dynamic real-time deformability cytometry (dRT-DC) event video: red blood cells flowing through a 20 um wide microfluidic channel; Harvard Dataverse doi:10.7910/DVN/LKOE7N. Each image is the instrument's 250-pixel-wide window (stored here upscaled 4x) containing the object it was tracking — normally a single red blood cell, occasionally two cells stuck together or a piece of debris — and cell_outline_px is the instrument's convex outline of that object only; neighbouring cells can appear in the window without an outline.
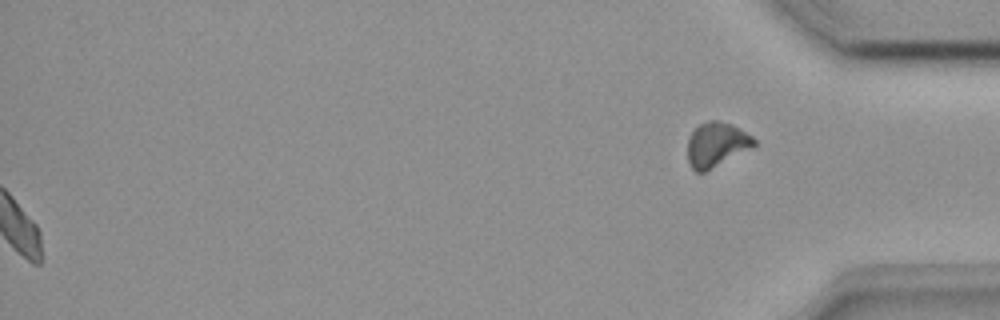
{"species": "common noctule bat (a hibernating species)", "species_latin": "Nyctalus noctula", "temperature_condition": "room temperature", "stored_images_in_passage": 49, "segment_of_instrument_passage": [2, 2], "camera_frame_rate_fps": 3000, "um_per_image_px": 0.085, "animal": {"sex": "female", "body_mass_g": 18.4}, "frame": {"image": 1, "passage_image": 49, "time_ms": 16.0, "image_size_px": [1000, 320], "cell_outline_px": [[756, 144], [752, 148], [704, 172], [696, 172], [692, 168], [688, 160], [688, 140], [692, 132], [700, 124], [708, 120], [716, 120], [732, 124], [752, 136], [756, 140]], "centroid_in_image_um": [60.91, 12.28], "position_along_channel_um": 374.3, "area_um2": 17.11}}